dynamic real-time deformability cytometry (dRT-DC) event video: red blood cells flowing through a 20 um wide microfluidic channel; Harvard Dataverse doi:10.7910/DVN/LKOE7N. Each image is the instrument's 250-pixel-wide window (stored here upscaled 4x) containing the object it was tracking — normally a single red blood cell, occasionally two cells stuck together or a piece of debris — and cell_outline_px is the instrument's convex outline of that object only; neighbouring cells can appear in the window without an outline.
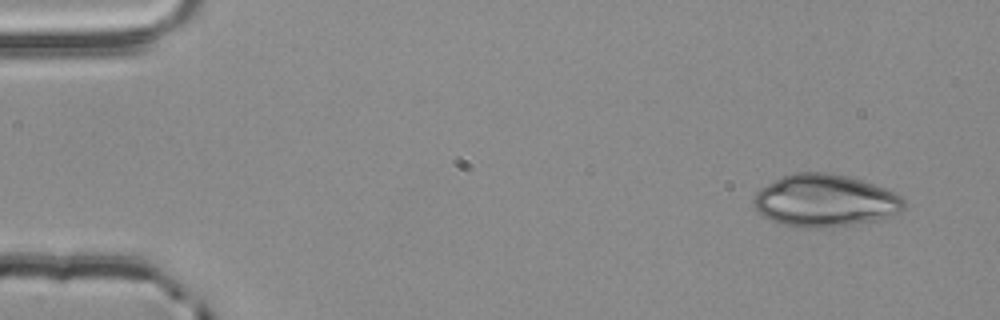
{"species": "common noctule bat (a hibernating species)", "species_latin": "Nyctalus noctula", "temperature_condition": "room temperature", "stored_images_in_passage": 3, "camera_frame_rate_fps": 3000, "um_per_image_px": 0.085, "animal": {"sex": "male", "body_mass_g": 20.4}, "frame": {"image": 1, "passage_image": 1, "time_ms": 0.0, "image_size_px": [1000, 320], "cell_outline_px": [[904, 212], [876, 220], [832, 228], [792, 228], [768, 220], [760, 216], [752, 204], [752, 200], [756, 192], [760, 188], [780, 176], [792, 172], [832, 172], [848, 176], [896, 192], [904, 200]], "centroid_in_image_um": [70.06, 17.07], "position_along_channel_um": 14.9, "area_um2": 46.88}}